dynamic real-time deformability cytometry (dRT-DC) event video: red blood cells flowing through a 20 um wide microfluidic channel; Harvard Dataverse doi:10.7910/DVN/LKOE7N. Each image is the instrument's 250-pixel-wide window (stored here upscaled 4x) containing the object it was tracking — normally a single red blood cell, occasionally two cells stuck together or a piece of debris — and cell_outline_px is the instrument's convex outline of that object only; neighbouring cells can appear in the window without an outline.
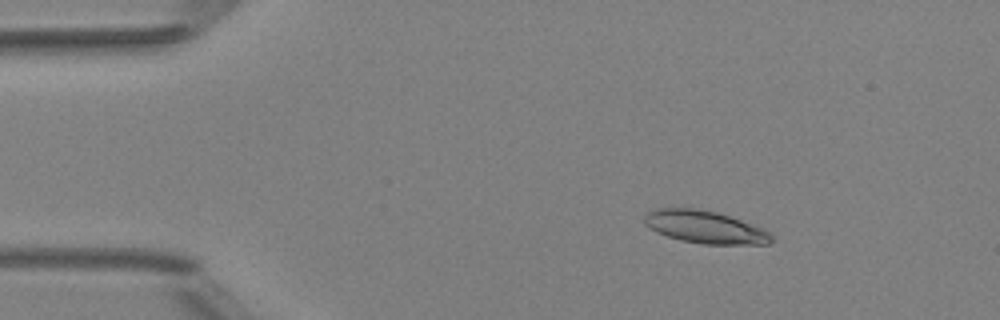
{"species": "Egyptian fruit bat (a non-hibernating species)", "species_latin": "Rousettus aegyptiacus", "temperature_condition": "room temperature", "stored_images_in_passage": 4, "camera_frame_rate_fps": 3000, "um_per_image_px": 0.085, "animal": {"sex": "female"}, "frame": {"image": 1, "passage_image": 2, "time_ms": 1.333, "image_size_px": [1000, 320], "cell_outline_px": [[772, 240], [768, 244], [704, 244], [680, 240], [656, 232], [644, 224], [644, 216], [648, 212], [660, 208], [696, 208], [716, 212], [740, 220], [760, 228], [768, 232], [772, 236]], "centroid_in_image_um": [59.88, 19.3], "position_along_channel_um": 25.1, "area_um2": 23.76}}